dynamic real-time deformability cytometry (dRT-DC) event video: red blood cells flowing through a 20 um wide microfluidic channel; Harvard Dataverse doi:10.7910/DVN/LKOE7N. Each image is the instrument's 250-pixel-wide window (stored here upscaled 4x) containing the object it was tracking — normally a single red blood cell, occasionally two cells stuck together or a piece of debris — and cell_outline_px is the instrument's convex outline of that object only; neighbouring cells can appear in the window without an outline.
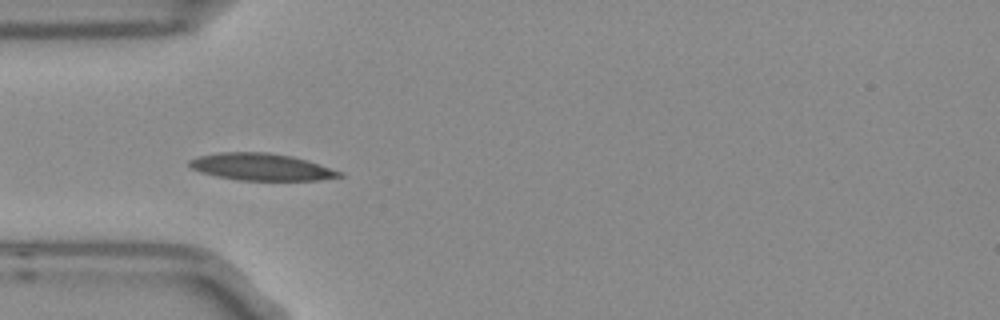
{"species": "Egyptian fruit bat (a non-hibernating species)", "species_latin": "Rousettus aegyptiacus", "temperature_condition": "room temperature", "stored_images_in_passage": 7, "camera_frame_rate_fps": 3000, "um_per_image_px": 0.085, "frame": {"image": 1, "passage_image": 3, "time_ms": 0.667, "image_size_px": [1000, 320], "cell_outline_px": [[344, 176], [320, 180], [236, 180], [216, 176], [200, 172], [192, 168], [188, 164], [188, 160], [196, 156], [220, 152], [268, 152], [292, 156], [344, 172]], "centroid_in_image_um": [22.18, 14.19], "position_along_channel_um": 62.8, "area_um2": 23.7}}
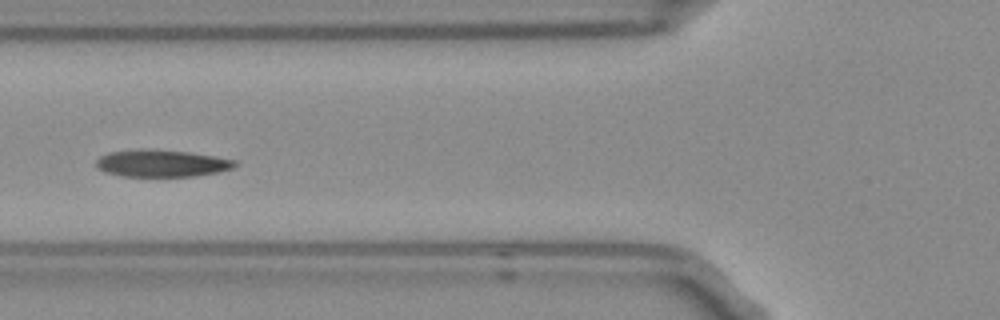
{"frame": {"image": 2, "passage_image": 4, "time_ms": 1.0, "image_size_px": [1000, 320], "cell_outline_px": [[240, 164], [232, 168], [216, 172], [196, 176], [120, 176], [104, 172], [96, 164], [96, 160], [100, 156], [112, 152], [188, 152], [216, 156], [236, 160]], "centroid_in_image_um": [13.83, 13.93], "position_along_channel_um": 112.0, "area_um2": 20.81}}